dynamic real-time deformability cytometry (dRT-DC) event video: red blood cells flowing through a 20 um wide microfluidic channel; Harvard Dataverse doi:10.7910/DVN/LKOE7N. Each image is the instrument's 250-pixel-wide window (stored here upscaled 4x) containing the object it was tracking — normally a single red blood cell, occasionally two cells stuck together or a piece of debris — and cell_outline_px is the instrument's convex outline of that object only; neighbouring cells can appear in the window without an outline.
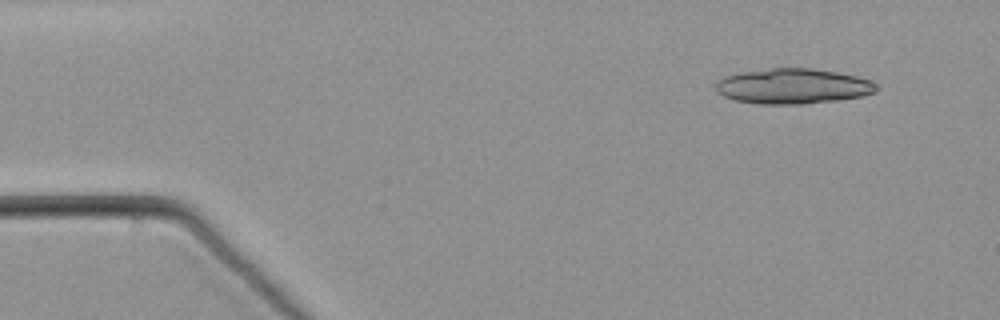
{"species": "common noctule bat (a hibernating species)", "species_latin": "Nyctalus noctula", "temperature_condition": "warm", "stored_images_in_passage": 20, "camera_frame_rate_fps": 3000, "um_per_image_px": 0.085, "animal": {"sex": "male", "body_mass_g": 21.5, "forearm_length_mm": 52.0}, "frame": {"image": 1, "passage_image": 4, "time_ms": 1.0, "image_size_px": [1000, 320], "cell_outline_px": [[880, 88], [876, 92], [864, 96], [836, 100], [804, 104], [760, 104], [736, 100], [724, 96], [716, 92], [716, 84], [724, 76], [740, 72], [768, 68], [812, 68], [836, 72], [856, 76], [872, 80], [880, 84]], "centroid_in_image_um": [67.46, 7.32], "position_along_channel_um": 17.5, "area_um2": 33.29}}